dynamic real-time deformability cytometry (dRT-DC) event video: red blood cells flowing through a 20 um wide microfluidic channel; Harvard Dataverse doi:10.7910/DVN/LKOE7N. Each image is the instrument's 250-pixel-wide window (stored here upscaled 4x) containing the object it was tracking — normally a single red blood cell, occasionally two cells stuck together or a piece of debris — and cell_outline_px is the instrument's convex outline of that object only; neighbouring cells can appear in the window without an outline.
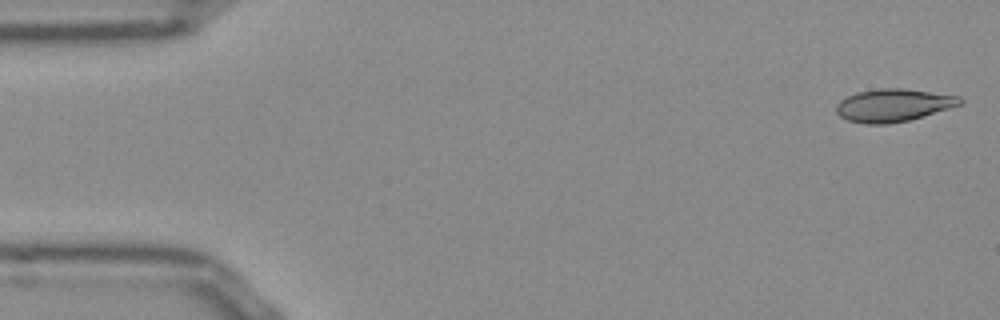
{"species": "Egyptian fruit bat (a non-hibernating species)", "species_latin": "Rousettus aegyptiacus", "temperature_condition": "room temperature", "stored_images_in_passage": 51, "camera_frame_rate_fps": 3000, "um_per_image_px": 0.085, "frame": {"image": 1, "passage_image": 1, "time_ms": 0.0, "image_size_px": [1000, 320], "cell_outline_px": [[964, 100], [960, 104], [948, 108], [908, 120], [888, 124], [864, 124], [848, 120], [840, 116], [836, 112], [836, 104], [840, 100], [856, 92], [880, 88], [904, 88], [960, 96]], "centroid_in_image_um": [75.9, 8.94], "position_along_channel_um": 9.1, "area_um2": 23.47}}
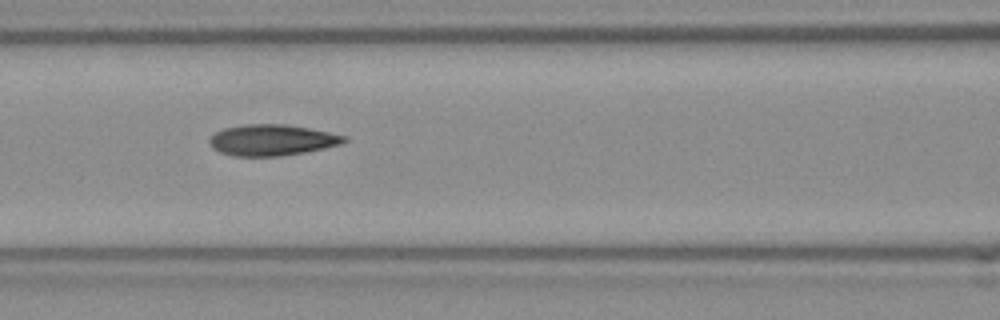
{"frame": {"image": 2, "passage_image": 21, "time_ms": 6.667, "image_size_px": [1000, 320], "cell_outline_px": [[348, 140], [340, 144], [324, 148], [304, 152], [280, 156], [232, 156], [220, 152], [212, 148], [208, 144], [208, 140], [216, 132], [224, 128], [244, 124], [284, 124], [308, 128], [348, 136]], "centroid_in_image_um": [23.09, 11.9], "position_along_channel_um": 143.5, "area_um2": 24.39}}
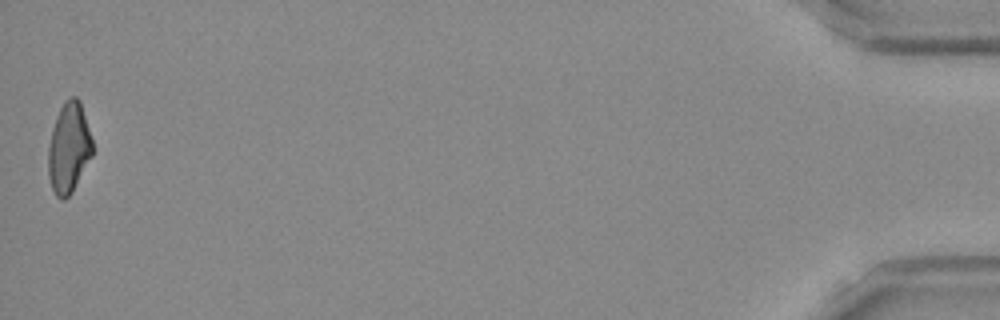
{"frame": {"image": 3, "passage_image": 51, "time_ms": 16.667, "image_size_px": [1000, 320], "cell_outline_px": [[92, 156], [72, 192], [64, 200], [60, 200], [56, 196], [52, 188], [48, 176], [48, 148], [52, 128], [56, 116], [64, 100], [68, 96], [76, 96], [80, 100], [92, 140]], "centroid_in_image_um": [5.84, 12.56], "position_along_channel_um": 429.4, "area_um2": 23.41}, "authors_computed_cell_mechanics": {"area_um2": 23.7558, "velocity_mm_per_s": 3.8715, "shape_relaxation_time_tau1_ms": null, "shape_relaxation_time_tau2_ms": 2.3563, "deformation_change_tau1": null, "deformation_change_tau2": 0.0999}}